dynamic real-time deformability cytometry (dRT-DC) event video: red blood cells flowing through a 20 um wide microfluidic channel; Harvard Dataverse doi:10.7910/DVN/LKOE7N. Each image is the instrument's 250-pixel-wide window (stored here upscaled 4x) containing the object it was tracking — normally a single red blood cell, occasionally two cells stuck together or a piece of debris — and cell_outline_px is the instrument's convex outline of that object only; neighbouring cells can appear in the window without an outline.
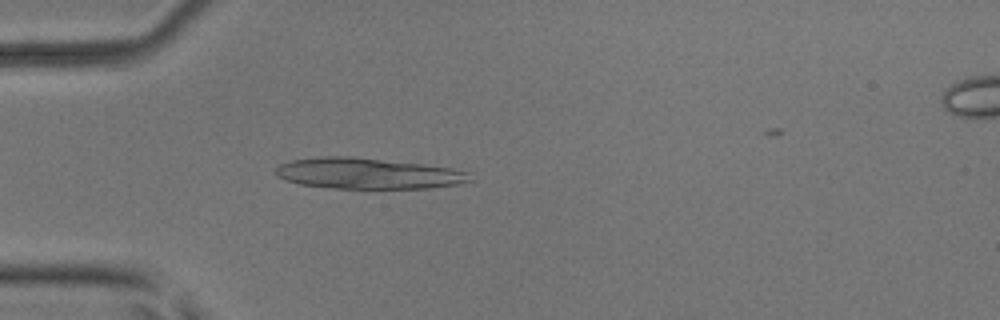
{"species": "common noctule bat (a hibernating species)", "species_latin": "Nyctalus noctula", "temperature_condition": "room temperature", "stored_images_in_passage": 6, "camera_frame_rate_fps": 3000, "um_per_image_px": 0.085, "animal": {"sex": "male", "body_mass_g": 17.9, "forearm_length_mm": 54.2}, "frame": {"image": 1, "passage_image": 5, "time_ms": 1.333, "image_size_px": [1000, 320], "cell_outline_px": [[472, 180], [460, 184], [428, 188], [332, 188], [300, 184], [276, 176], [276, 168], [280, 164], [292, 160], [320, 156], [352, 156], [424, 164], [452, 168], [468, 172]], "centroid_in_image_um": [31.28, 14.73], "position_along_channel_um": 53.7, "area_um2": 34.97}}